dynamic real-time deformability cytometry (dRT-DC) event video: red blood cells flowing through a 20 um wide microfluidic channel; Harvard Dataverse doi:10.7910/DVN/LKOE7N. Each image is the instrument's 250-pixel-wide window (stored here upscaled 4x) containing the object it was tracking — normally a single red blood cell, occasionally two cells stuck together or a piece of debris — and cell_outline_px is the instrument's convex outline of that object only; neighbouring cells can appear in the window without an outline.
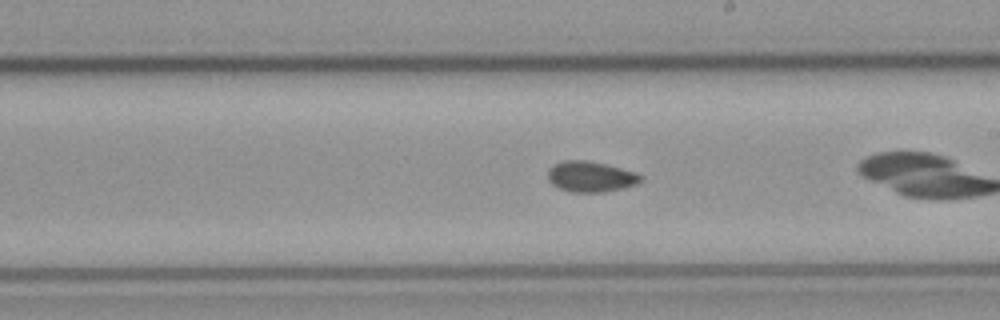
{"species": "common noctule bat (a hibernating species)", "species_latin": "Nyctalus noctula", "temperature_condition": "cold", "stored_images_in_passage": 29, "camera_frame_rate_fps": 3000, "um_per_image_px": 0.085, "animal": {"sex": "male", "body_mass_g": 23.1, "forearm_length_mm": 52.7}, "frame": {"image": 1, "passage_image": 17, "time_ms": 5.333, "image_size_px": [1000, 320], "cell_outline_px": [[644, 180], [636, 184], [624, 188], [604, 192], [572, 192], [560, 188], [552, 184], [548, 180], [548, 168], [552, 164], [564, 160], [588, 160], [636, 172], [644, 176]], "centroid_in_image_um": [50.22, 15.01], "position_along_channel_um": 238.8, "area_um2": 16.76}}